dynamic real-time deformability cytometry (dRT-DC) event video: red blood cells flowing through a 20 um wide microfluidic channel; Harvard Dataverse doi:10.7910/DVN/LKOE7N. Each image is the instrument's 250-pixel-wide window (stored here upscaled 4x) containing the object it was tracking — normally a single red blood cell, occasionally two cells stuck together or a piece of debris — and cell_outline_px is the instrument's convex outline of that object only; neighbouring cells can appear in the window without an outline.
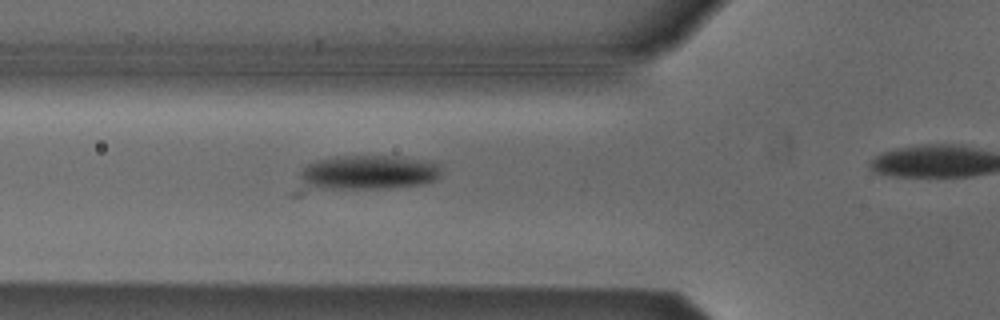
{"species": "Egyptian fruit bat (a non-hibernating species)", "species_latin": "Rousettus aegyptiacus", "temperature_condition": "cold", "stored_images_in_passage": 35, "camera_frame_rate_fps": 3000, "um_per_image_px": 0.085, "animal": {"sex": "male"}, "frame": {"image": 1, "passage_image": 11, "time_ms": 3.333, "image_size_px": [1000, 320], "cell_outline_px": [[440, 176], [436, 180], [424, 184], [388, 188], [300, 196], [288, 196], [300, 172], [308, 164], [316, 160], [336, 156], [400, 156], [440, 164]], "centroid_in_image_um": [30.82, 14.83], "position_along_channel_um": 95.0, "area_um2": 32.14}}
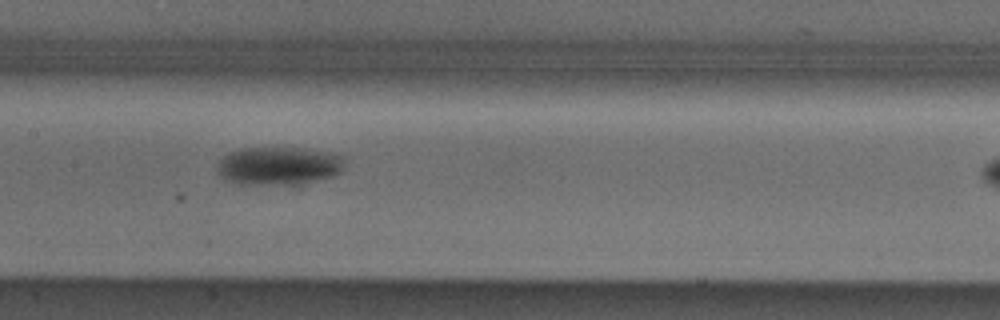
{"frame": {"image": 2, "passage_image": 18, "time_ms": 5.667, "image_size_px": [1000, 320], "cell_outline_px": [[344, 164], [340, 172], [332, 176], [300, 188], [236, 184], [224, 180], [216, 172], [216, 164], [228, 152], [244, 148], [304, 148], [332, 152], [344, 156]], "centroid_in_image_um": [23.7, 14.16], "position_along_channel_um": 183.7, "area_um2": 30.06}}
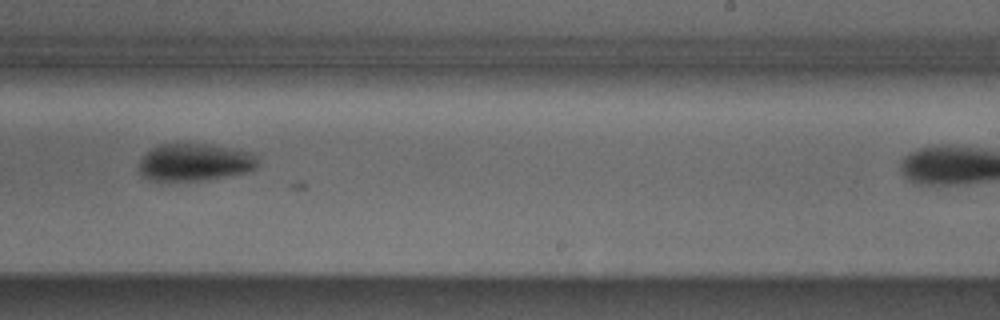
{"frame": {"image": 3, "passage_image": 25, "time_ms": 8.0, "image_size_px": [1000, 320], "cell_outline_px": [[256, 168], [248, 172], [204, 180], [148, 180], [140, 176], [140, 160], [152, 148], [160, 144], [212, 144], [236, 148], [252, 152], [256, 156]], "centroid_in_image_um": [16.57, 13.78], "position_along_channel_um": 272.4, "area_um2": 25.89}}